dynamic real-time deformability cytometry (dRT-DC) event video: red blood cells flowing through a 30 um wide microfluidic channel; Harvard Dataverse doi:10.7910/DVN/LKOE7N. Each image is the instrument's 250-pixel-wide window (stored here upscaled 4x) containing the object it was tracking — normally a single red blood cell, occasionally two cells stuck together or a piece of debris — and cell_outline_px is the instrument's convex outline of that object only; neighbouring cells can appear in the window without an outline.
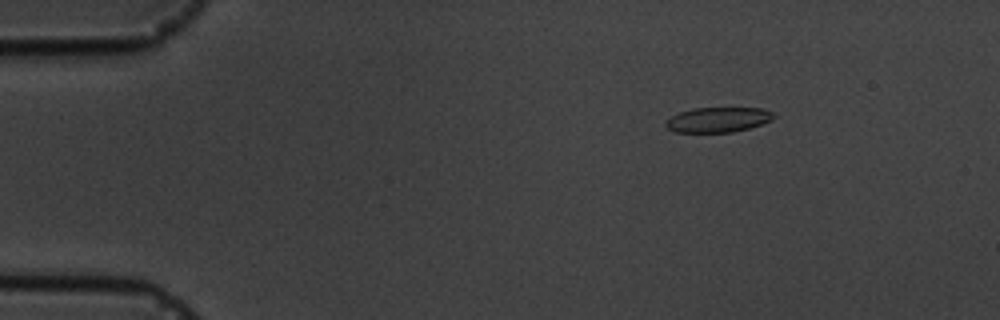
{"species": "common noctule bat (a hibernating species)", "species_latin": "Nyctalus noctula", "temperature_condition": "cold", "stored_images_in_passage": 5, "camera_frame_rate_fps": 3000, "um_per_image_px": 0.085, "animal": {"sex": "male", "body_mass_g": 19.5, "forearm_length_mm": 54.6}, "frame": {"image": 1, "passage_image": 3, "time_ms": 2.333, "image_size_px": [1000, 320], "cell_outline_px": [[776, 116], [772, 120], [748, 128], [732, 132], [676, 132], [668, 128], [664, 124], [672, 116], [680, 112], [692, 108], [764, 108], [772, 112]], "centroid_in_image_um": [61.05, 10.17], "position_along_channel_um": 23.9, "area_um2": 15.61}}